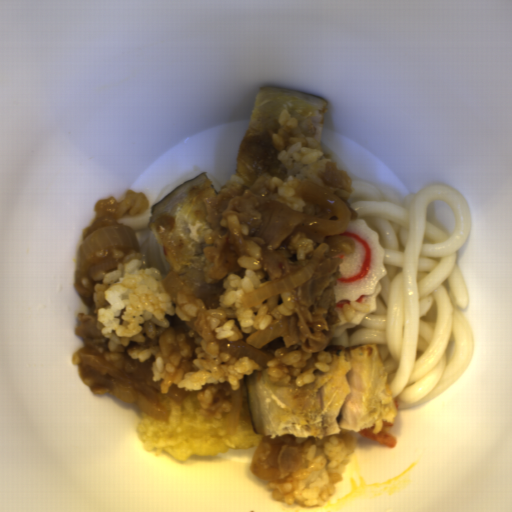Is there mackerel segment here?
I'll use <instances>...</instances> for the list:
<instances>
[{
	"mask_svg": "<svg viewBox=\"0 0 512 512\" xmlns=\"http://www.w3.org/2000/svg\"><path fill=\"white\" fill-rule=\"evenodd\" d=\"M328 107L329 100L323 96L273 85L262 86L237 156L235 175L245 182L242 193L248 191L261 174L269 175L270 179L287 175V169L278 161L280 151L273 143L283 110L297 120L301 134L321 145Z\"/></svg>",
	"mask_w": 512,
	"mask_h": 512,
	"instance_id": "6d7dc2dc",
	"label": "mackerel segment"
},
{
	"mask_svg": "<svg viewBox=\"0 0 512 512\" xmlns=\"http://www.w3.org/2000/svg\"><path fill=\"white\" fill-rule=\"evenodd\" d=\"M219 193L206 173L178 185L150 209L147 226L157 237L168 269L199 296L206 306H220L227 274L219 281L209 274L205 248L221 251L231 237L228 229L215 230L207 221L208 202Z\"/></svg>",
	"mask_w": 512,
	"mask_h": 512,
	"instance_id": "c1d32c5f",
	"label": "mackerel segment"
},
{
	"mask_svg": "<svg viewBox=\"0 0 512 512\" xmlns=\"http://www.w3.org/2000/svg\"><path fill=\"white\" fill-rule=\"evenodd\" d=\"M329 370L296 387L272 382L269 367L244 376L246 402L257 436L293 435L321 442L345 430L380 433L393 424L396 401L375 344L326 345Z\"/></svg>",
	"mask_w": 512,
	"mask_h": 512,
	"instance_id": "14911b7f",
	"label": "mackerel segment"
}]
</instances>
